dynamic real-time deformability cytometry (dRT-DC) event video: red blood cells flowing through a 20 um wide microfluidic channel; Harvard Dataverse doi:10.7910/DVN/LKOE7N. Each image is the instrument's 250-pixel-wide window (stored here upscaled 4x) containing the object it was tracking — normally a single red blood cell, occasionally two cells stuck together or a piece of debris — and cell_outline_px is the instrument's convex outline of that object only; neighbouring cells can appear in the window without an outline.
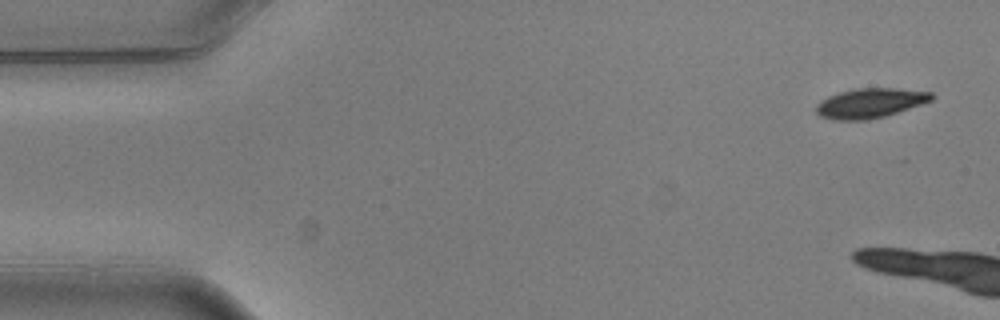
{"species": "common noctule bat (a hibernating species)", "species_latin": "Nyctalus noctula", "temperature_condition": "warm", "stored_images_in_passage": 4, "camera_frame_rate_fps": 3000, "um_per_image_px": 0.085, "animal": {"sex": "male", "body_mass_g": 20.5, "forearm_length_mm": 52.5}, "frame": {"image": 1, "passage_image": 1, "time_ms": 0.0, "image_size_px": [1000, 320], "cell_outline_px": [[936, 96], [932, 100], [884, 116], [868, 120], [832, 120], [820, 116], [816, 112], [816, 104], [820, 100], [828, 96], [840, 92], [856, 88], [892, 88], [932, 92]], "centroid_in_image_um": [73.92, 8.76], "position_along_channel_um": 11.1, "area_um2": 19.88}}